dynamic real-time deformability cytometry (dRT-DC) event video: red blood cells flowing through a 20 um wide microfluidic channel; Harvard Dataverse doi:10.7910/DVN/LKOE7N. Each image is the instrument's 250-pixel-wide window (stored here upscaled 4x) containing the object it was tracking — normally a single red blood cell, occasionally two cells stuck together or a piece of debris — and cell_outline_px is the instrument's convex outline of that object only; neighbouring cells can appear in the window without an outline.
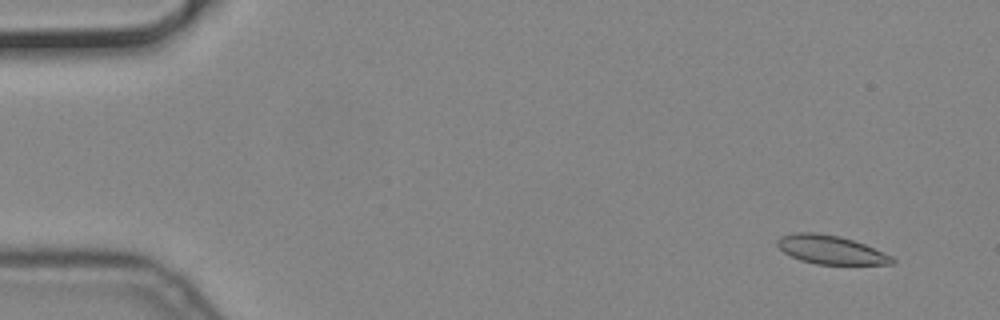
{"species": "common noctule bat (a hibernating species)", "species_latin": "Nyctalus noctula", "temperature_condition": "cold", "stored_images_in_passage": 16, "camera_frame_rate_fps": 3000, "um_per_image_px": 0.085, "animal": {"sex": "male", "body_mass_g": 19.2, "forearm_length_mm": 51.8}, "frame": {"image": 1, "passage_image": 3, "time_ms": 0.667, "image_size_px": [1000, 320], "cell_outline_px": [[896, 260], [892, 264], [816, 264], [800, 260], [784, 252], [776, 244], [776, 240], [780, 236], [796, 232], [816, 232], [840, 236], [864, 244], [892, 256]], "centroid_in_image_um": [70.59, 21.22], "position_along_channel_um": 14.4, "area_um2": 19.07}}
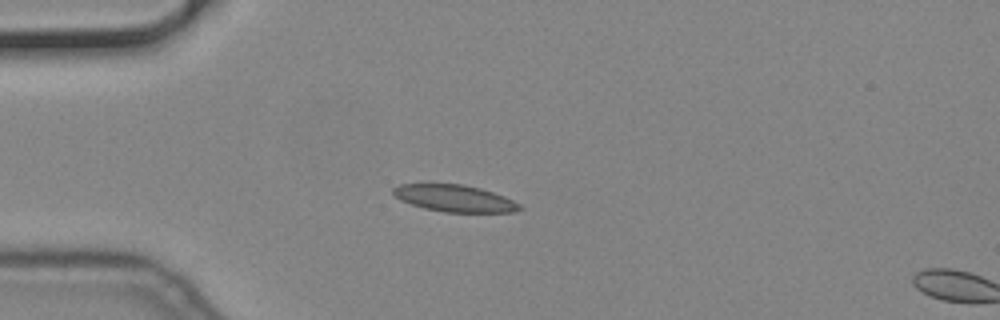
{"frame": {"image": 2, "passage_image": 14, "time_ms": 4.333, "image_size_px": [1000, 320], "cell_outline_px": [[524, 208], [516, 212], [444, 212], [424, 208], [400, 200], [392, 192], [392, 188], [396, 184], [464, 184], [480, 188], [504, 196], [520, 204]], "centroid_in_image_um": [38.64, 16.85], "position_along_channel_um": 46.4, "area_um2": 19.83}}